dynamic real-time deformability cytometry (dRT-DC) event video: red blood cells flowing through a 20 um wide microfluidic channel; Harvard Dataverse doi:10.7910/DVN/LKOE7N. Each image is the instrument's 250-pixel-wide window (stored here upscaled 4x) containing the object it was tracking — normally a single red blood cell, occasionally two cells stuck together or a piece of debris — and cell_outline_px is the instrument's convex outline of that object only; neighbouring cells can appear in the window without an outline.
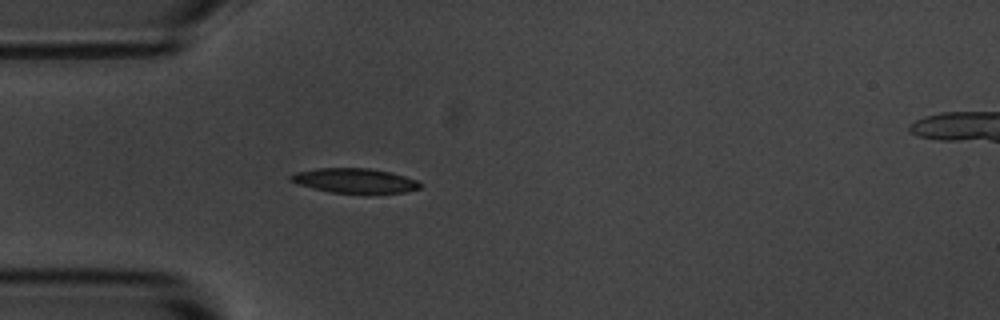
{"species": "common noctule bat (a hibernating species)", "species_latin": "Nyctalus noctula", "temperature_condition": "room temperature", "stored_images_in_passage": 41, "camera_frame_rate_fps": 3000, "um_per_image_px": 0.085, "animal": {"sex": "male", "body_mass_g": 20.1, "forearm_length_mm": 53.5}, "frame": {"image": 1, "passage_image": 1, "time_ms": 0.0, "image_size_px": [1000, 320], "cell_outline_px": [[424, 184], [420, 188], [404, 192], [368, 196], [332, 192], [296, 184], [288, 180], [288, 176], [296, 172], [316, 168], [368, 168], [392, 172], [416, 180]], "centroid_in_image_um": [30.18, 15.39], "position_along_channel_um": 54.8, "area_um2": 19.42}}
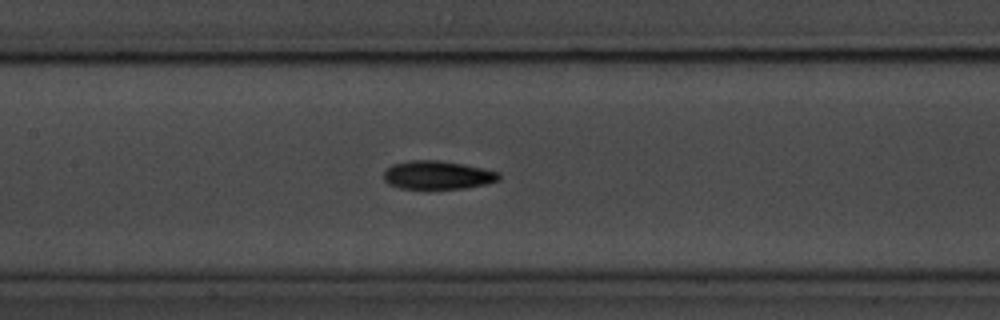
{"frame": {"image": 2, "passage_image": 11, "time_ms": 3.333, "image_size_px": [1000, 320], "cell_outline_px": [[500, 180], [488, 184], [464, 188], [428, 192], [424, 192], [400, 188], [388, 184], [384, 180], [384, 168], [392, 164], [408, 160], [440, 160], [464, 164], [484, 168], [500, 172]], "centroid_in_image_um": [37.16, 14.92], "position_along_channel_um": 170.2, "area_um2": 20.29}}
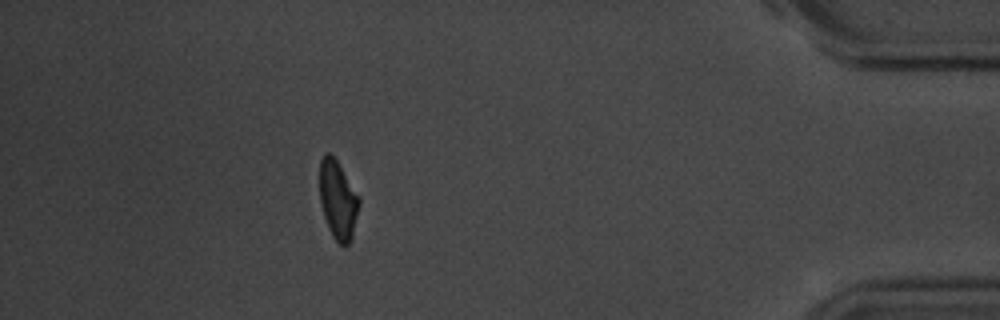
{"frame": {"image": 3, "passage_image": 35, "time_ms": 11.333, "image_size_px": [1000, 320], "cell_outline_px": [[360, 204], [352, 240], [344, 248], [332, 236], [328, 228], [320, 204], [320, 160], [324, 152], [328, 152], [336, 160], [360, 200]], "centroid_in_image_um": [28.71, 17.05], "position_along_channel_um": 406.5, "area_um2": 17.98}, "authors_computed_cell_mechanics": {"area_um2": 18.8428, "velocity_mm_per_s": 3.5999, "shape_relaxation_time_tau1_ms": 2.753, "shape_relaxation_time_tau2_ms": 3.4168, "deformation_change_tau1": 0.1365, "deformation_change_tau2": 0.0861}}